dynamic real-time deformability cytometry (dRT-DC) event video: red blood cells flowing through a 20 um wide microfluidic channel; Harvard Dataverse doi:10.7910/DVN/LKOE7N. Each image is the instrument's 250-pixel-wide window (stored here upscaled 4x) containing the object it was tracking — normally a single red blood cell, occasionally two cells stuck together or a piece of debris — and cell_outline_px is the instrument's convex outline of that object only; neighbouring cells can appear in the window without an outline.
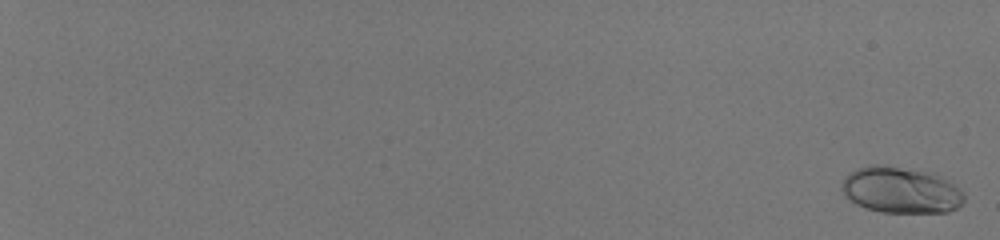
{"species": "human", "species_latin": "Homo sapiens", "temperature_condition": "room temperature", "stored_images_in_passage": 59, "camera_frame_rate_fps": 3000, "um_per_image_px": 0.085, "donor": {"sex": "male"}, "frame": {"image": 1, "passage_image": 2, "time_ms": 0.333, "image_size_px": [1000, 240], "cell_outline_px": [[964, 200], [956, 208], [948, 212], [884, 212], [868, 208], [856, 204], [840, 188], [844, 176], [848, 172], [856, 168], [868, 164], [884, 164], [924, 172], [940, 176], [952, 184], [964, 196]], "centroid_in_image_um": [76.5, 16.14], "position_along_channel_um": 8.5, "area_um2": 32.54}}
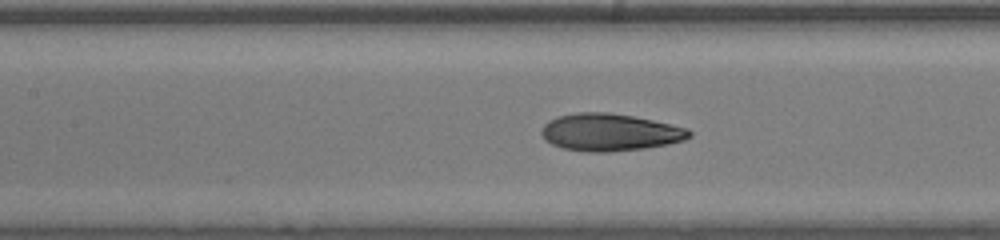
{"frame": {"image": 2, "passage_image": 35, "time_ms": 11.333, "image_size_px": [1000, 240], "cell_outline_px": [[692, 136], [684, 140], [668, 144], [644, 148], [612, 152], [584, 152], [564, 148], [552, 144], [544, 140], [540, 132], [544, 124], [548, 120], [556, 116], [576, 112], [608, 112], [632, 116], [652, 120], [688, 128], [692, 132]], "centroid_in_image_um": [51.81, 11.24], "position_along_channel_um": 155.6, "area_um2": 32.37}}
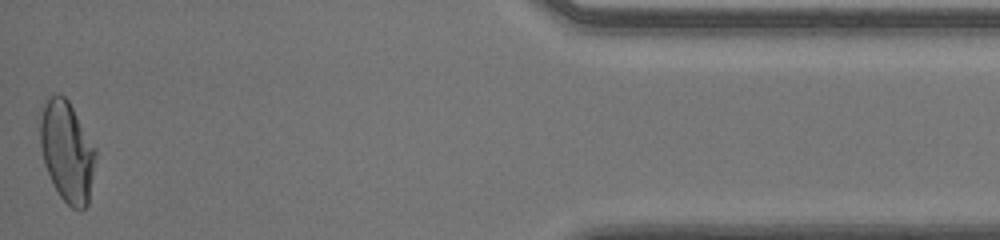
{"frame": {"image": 3, "passage_image": 59, "time_ms": 19.333, "image_size_px": [1000, 240], "cell_outline_px": [[96, 160], [88, 204], [80, 212], [72, 208], [60, 196], [44, 164], [40, 144], [36, 116], [48, 96], [64, 96], [68, 100], [96, 148]], "centroid_in_image_um": [5.67, 12.85], "position_along_channel_um": 429.5, "area_um2": 33.0}, "authors_computed_cell_mechanics": {"area_um2": 31.0964, "velocity_mm_per_s": 4.0729, "shape_relaxation_time_tau1_ms": 5.5541, "shape_relaxation_time_tau2_ms": 0.6341, "deformation_change_tau1": 0.2049, "deformation_change_tau2": 0.0549}}